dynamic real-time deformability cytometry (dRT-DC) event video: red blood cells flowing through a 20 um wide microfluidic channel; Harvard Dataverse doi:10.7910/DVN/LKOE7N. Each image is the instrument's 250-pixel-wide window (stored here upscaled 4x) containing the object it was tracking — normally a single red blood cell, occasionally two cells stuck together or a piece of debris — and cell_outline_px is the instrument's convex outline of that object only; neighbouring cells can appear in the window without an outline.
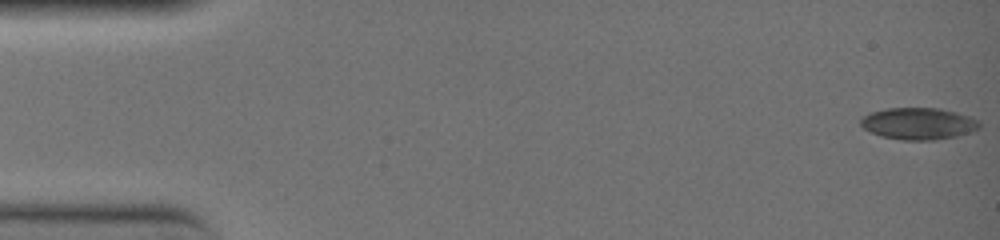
{"species": "common noctule bat (a hibernating species)", "species_latin": "Nyctalus noctula", "temperature_condition": "warm", "stored_images_in_passage": 48, "camera_frame_rate_fps": 3000, "um_per_image_px": 0.085, "animal": {"sex": "female", "body_mass_g": 19.0, "forearm_length_mm": 51.5}, "frame": {"image": 1, "passage_image": 1, "time_ms": 0.0, "image_size_px": [1000, 240], "cell_outline_px": [[980, 128], [956, 136], [936, 140], [900, 140], [880, 136], [864, 128], [860, 124], [860, 120], [864, 116], [872, 112], [888, 108], [940, 108], [956, 112], [968, 116], [976, 120], [980, 124]], "centroid_in_image_um": [78.06, 10.51], "position_along_channel_um": 6.9, "area_um2": 21.85}}
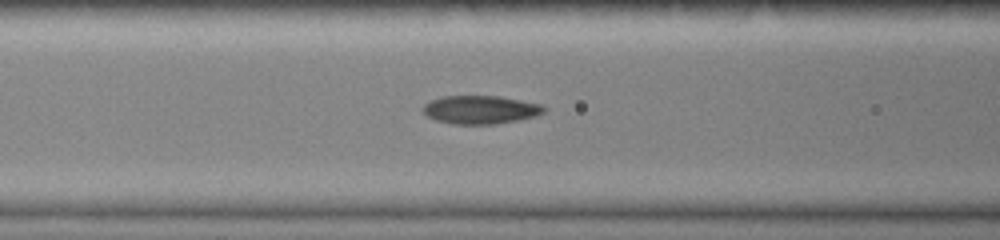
{"frame": {"image": 2, "passage_image": 21, "time_ms": 6.667, "image_size_px": [1000, 240], "cell_outline_px": [[548, 108], [544, 112], [536, 116], [496, 124], [452, 124], [436, 120], [428, 116], [420, 108], [424, 104], [432, 100], [444, 96], [500, 96], [540, 104]], "centroid_in_image_um": [40.84, 9.32], "position_along_channel_um": 125.8, "area_um2": 19.94}}
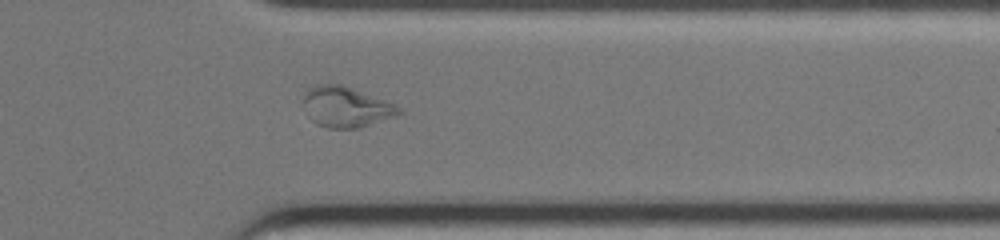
{"frame": {"image": 3, "passage_image": 40, "time_ms": 13.0, "image_size_px": [1000, 240], "cell_outline_px": [[404, 112], [396, 116], [356, 128], [328, 128], [316, 124], [312, 120], [304, 100], [304, 92], [308, 88], [316, 84], [340, 84], [396, 104]], "centroid_in_image_um": [29.43, 9.08], "position_along_channel_um": 382.0, "area_um2": 22.14}, "authors_computed_cell_mechanics": {"area_um2": 20.4901, "velocity_mm_per_s": 4.0363, "shape_relaxation_time_tau1_ms": null, "shape_relaxation_time_tau2_ms": 2.089, "deformation_change_tau1": null, "deformation_change_tau2": 0.0727}}